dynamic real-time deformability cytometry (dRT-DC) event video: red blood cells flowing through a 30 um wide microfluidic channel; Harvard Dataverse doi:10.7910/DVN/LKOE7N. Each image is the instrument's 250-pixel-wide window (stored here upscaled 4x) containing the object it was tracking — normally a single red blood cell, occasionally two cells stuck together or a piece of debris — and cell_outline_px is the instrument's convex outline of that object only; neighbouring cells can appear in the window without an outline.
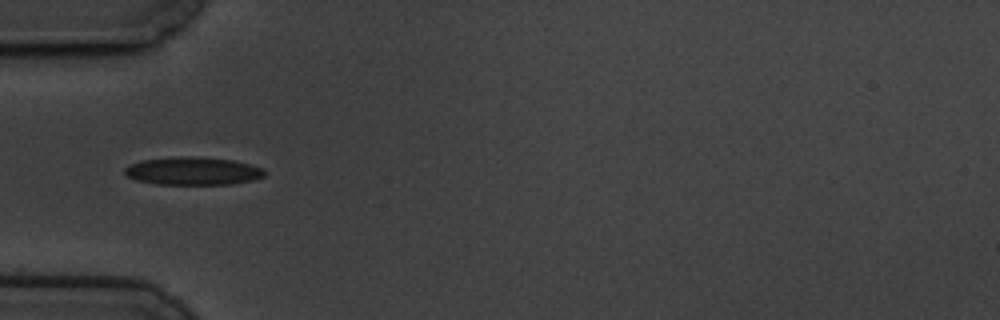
{"species": "common noctule bat (a hibernating species)", "species_latin": "Nyctalus noctula", "temperature_condition": "cold", "stored_images_in_passage": 6, "camera_frame_rate_fps": 3000, "um_per_image_px": 0.085, "animal": {"sex": "male", "body_mass_g": 19.5, "forearm_length_mm": 54.6}, "frame": {"image": 1, "passage_image": 1, "time_ms": 0.0, "image_size_px": [1000, 320], "cell_outline_px": [[264, 176], [256, 180], [232, 184], [156, 184], [136, 180], [128, 176], [124, 172], [124, 168], [128, 164], [140, 160], [180, 156], [192, 156], [232, 160], [264, 168]], "centroid_in_image_um": [16.38, 14.53], "position_along_channel_um": 68.6, "area_um2": 22.89}}
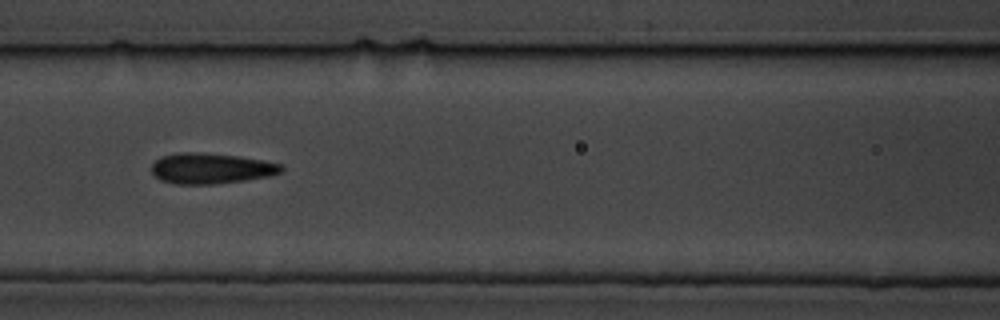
{"frame": {"image": 2, "passage_image": 3, "time_ms": 0.667, "image_size_px": [1000, 320], "cell_outline_px": [[284, 172], [272, 176], [244, 180], [212, 184], [176, 184], [160, 180], [152, 172], [152, 164], [160, 156], [176, 152], [200, 152], [240, 156], [264, 160], [284, 164]], "centroid_in_image_um": [17.98, 14.3], "position_along_channel_um": 148.6, "area_um2": 23.52}}
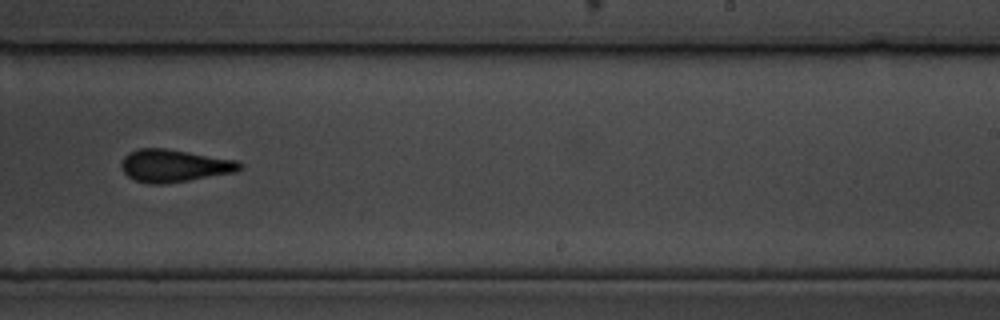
{"frame": {"image": 3, "passage_image": 6, "time_ms": 1.667, "image_size_px": [1000, 320], "cell_outline_px": [[244, 168], [236, 172], [164, 184], [148, 184], [136, 180], [128, 176], [124, 172], [120, 164], [124, 156], [128, 152], [140, 148], [164, 148], [236, 160], [244, 164]], "centroid_in_image_um": [14.81, 14.08], "position_along_channel_um": 274.2, "area_um2": 22.43}}